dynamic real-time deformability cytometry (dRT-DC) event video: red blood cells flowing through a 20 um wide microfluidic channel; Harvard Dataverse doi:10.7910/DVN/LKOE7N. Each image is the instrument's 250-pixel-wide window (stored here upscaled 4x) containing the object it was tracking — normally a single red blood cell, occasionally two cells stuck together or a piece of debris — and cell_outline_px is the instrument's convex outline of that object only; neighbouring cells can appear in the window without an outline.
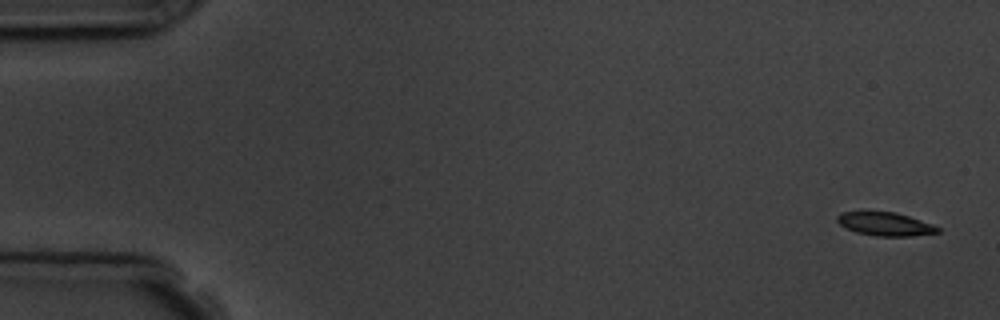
{"species": "common noctule bat (a hibernating species)", "species_latin": "Nyctalus noctula", "temperature_condition": "room temperature", "stored_images_in_passage": 4, "camera_frame_rate_fps": 3000, "um_per_image_px": 0.085, "animal": {"sex": "male", "body_mass_g": 19.5, "forearm_length_mm": 54.6}, "frame": {"image": 1, "passage_image": 1, "time_ms": 0.0, "image_size_px": [1000, 320], "cell_outline_px": [[940, 232], [912, 236], [876, 236], [856, 232], [840, 224], [836, 220], [836, 216], [840, 212], [864, 208], [896, 212], [932, 224], [940, 228]], "centroid_in_image_um": [75.16, 18.98], "position_along_channel_um": 9.8, "area_um2": 14.39}}